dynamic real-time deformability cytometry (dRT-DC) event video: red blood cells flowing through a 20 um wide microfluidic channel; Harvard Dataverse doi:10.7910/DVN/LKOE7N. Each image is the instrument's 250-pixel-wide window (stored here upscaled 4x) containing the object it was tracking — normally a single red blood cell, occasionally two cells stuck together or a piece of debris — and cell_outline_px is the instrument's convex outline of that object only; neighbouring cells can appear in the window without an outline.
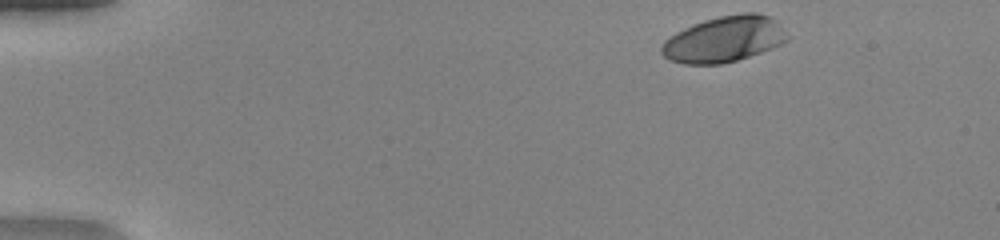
{"species": "human", "species_latin": "Homo sapiens", "temperature_condition": "warm", "stored_images_in_passage": 39, "camera_frame_rate_fps": 3000, "um_per_image_px": 0.085, "donor": {"sex": "female"}, "frame": {"image": 1, "passage_image": 1, "time_ms": 0.0, "image_size_px": [1000, 240], "cell_outline_px": [[788, 40], [772, 48], [736, 60], [720, 64], [684, 64], [668, 60], [660, 52], [660, 44], [664, 40], [676, 32], [692, 24], [704, 20], [720, 16], [740, 12], [756, 12], [768, 16], [776, 20], [788, 36]], "centroid_in_image_um": [61.51, 3.32], "position_along_channel_um": 23.5, "area_um2": 33.7}}
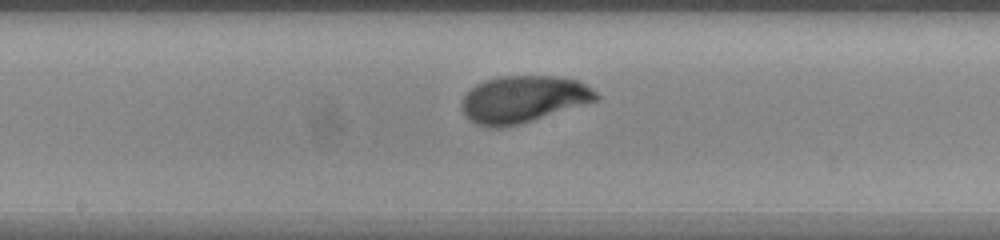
{"frame": {"image": 2, "passage_image": 22, "time_ms": 7.0, "image_size_px": [1000, 240], "cell_outline_px": [[600, 100], [532, 120], [504, 128], [488, 128], [476, 124], [468, 120], [464, 116], [460, 108], [460, 104], [464, 96], [476, 84], [484, 80], [500, 76], [556, 76], [576, 80], [592, 88], [600, 96]], "centroid_in_image_um": [44.44, 8.45], "position_along_channel_um": 203.8, "area_um2": 37.05}}
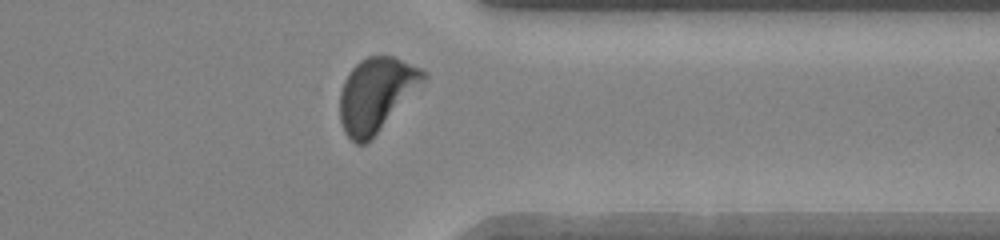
{"frame": {"image": 3, "passage_image": 35, "time_ms": 11.333, "image_size_px": [1000, 240], "cell_outline_px": [[428, 80], [364, 144], [356, 144], [344, 132], [340, 120], [340, 92], [344, 80], [352, 68], [360, 60], [368, 56], [392, 56], [420, 68], [428, 72]], "centroid_in_image_um": [32.0, 8.0], "position_along_channel_um": 379.4, "area_um2": 35.6}, "authors_computed_cell_mechanics": {"area_um2": 35.6626, "velocity_mm_per_s": 4.1128, "shape_relaxation_time_tau1_ms": 2.3125, "shape_relaxation_time_tau2_ms": 2.2632, "deformation_change_tau1": 0.1784, "deformation_change_tau2": 0.0514}}